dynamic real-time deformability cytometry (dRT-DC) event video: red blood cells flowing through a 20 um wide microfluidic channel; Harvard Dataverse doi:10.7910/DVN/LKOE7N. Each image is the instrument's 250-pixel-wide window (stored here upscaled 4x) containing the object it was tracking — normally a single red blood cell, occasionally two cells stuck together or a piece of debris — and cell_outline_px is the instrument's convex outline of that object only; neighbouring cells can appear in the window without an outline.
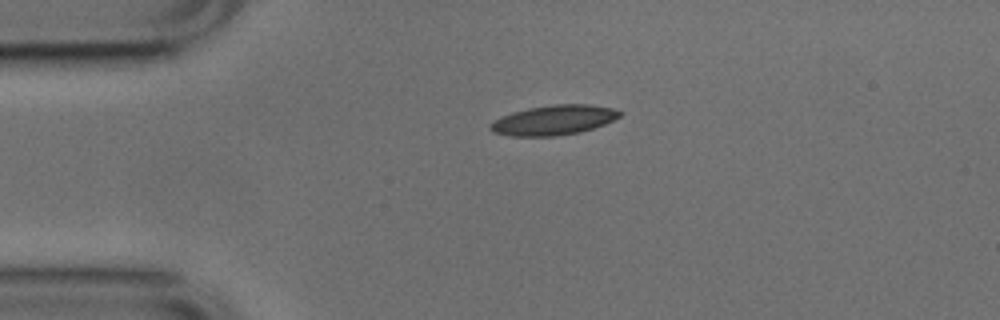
{"species": "common noctule bat (a hibernating species)", "species_latin": "Nyctalus noctula", "temperature_condition": "cold", "stored_images_in_passage": 39, "camera_frame_rate_fps": 3000, "um_per_image_px": 0.085, "animal": {"sex": "male", "body_mass_g": 17.9, "forearm_length_mm": 54.2}, "frame": {"image": 1, "passage_image": 1, "time_ms": 0.0, "image_size_px": [1000, 320], "cell_outline_px": [[624, 112], [620, 116], [604, 124], [580, 132], [556, 136], [512, 136], [492, 132], [488, 128], [488, 124], [500, 116], [512, 112], [528, 108], [556, 104], [588, 104], [612, 108]], "centroid_in_image_um": [47.02, 10.21], "position_along_channel_um": 38.0, "area_um2": 22.54}}
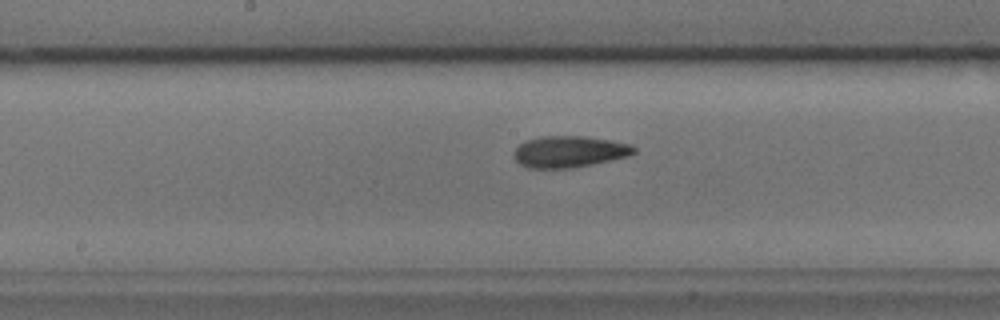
{"frame": {"image": 2, "passage_image": 16, "time_ms": 5.0, "image_size_px": [1000, 320], "cell_outline_px": [[636, 152], [628, 156], [592, 164], [572, 168], [528, 168], [520, 164], [512, 156], [516, 148], [520, 144], [528, 140], [540, 136], [584, 136], [612, 140], [632, 144], [636, 148]], "centroid_in_image_um": [48.4, 12.89], "position_along_channel_um": 199.8, "area_um2": 22.08}}
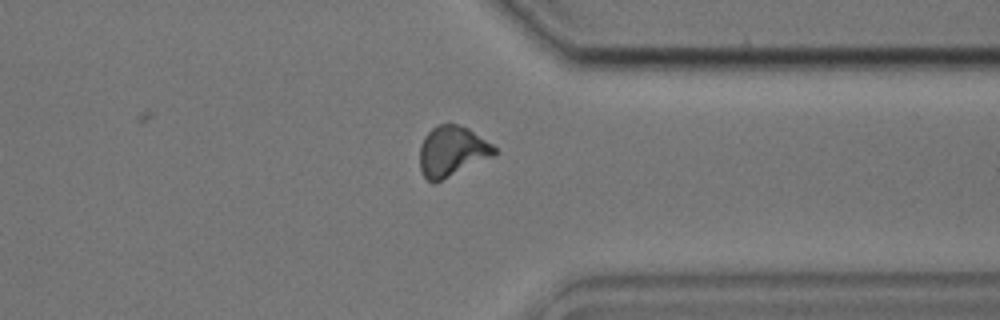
{"frame": {"image": 3, "passage_image": 30, "time_ms": 9.667, "image_size_px": [1000, 320], "cell_outline_px": [[496, 152], [492, 156], [432, 184], [424, 176], [420, 168], [420, 144], [424, 136], [432, 128], [440, 124], [456, 124], [468, 128], [492, 144], [496, 148]], "centroid_in_image_um": [38.38, 12.84], "position_along_channel_um": 373.0, "area_um2": 21.5}, "authors_computed_cell_mechanics": {"area_um2": 21.6172, "velocity_mm_per_s": 3.787, "shape_relaxation_time_tau1_ms": 5.4855, "shape_relaxation_time_tau2_ms": 4.8023, "deformation_change_tau1": 0.1611, "deformation_change_tau2": 0.1081}}